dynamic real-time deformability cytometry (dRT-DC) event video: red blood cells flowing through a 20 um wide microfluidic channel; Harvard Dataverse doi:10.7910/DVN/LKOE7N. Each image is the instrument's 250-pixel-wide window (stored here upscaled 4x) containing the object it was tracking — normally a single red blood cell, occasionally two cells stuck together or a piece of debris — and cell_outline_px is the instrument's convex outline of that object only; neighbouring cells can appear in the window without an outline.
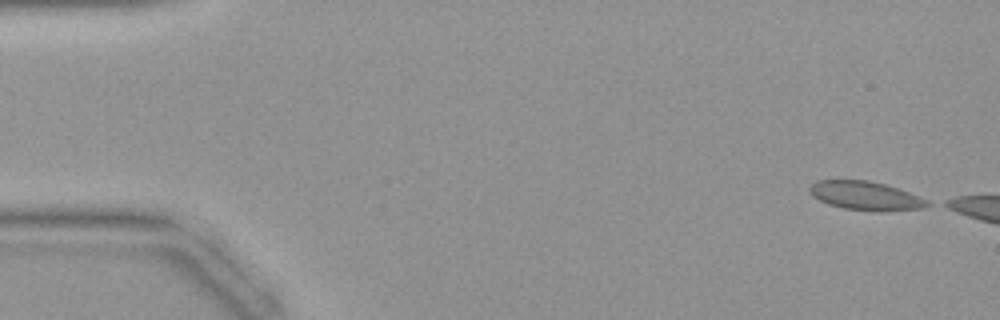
{"species": "common noctule bat (a hibernating species)", "species_latin": "Nyctalus noctula", "temperature_condition": "warm", "stored_images_in_passage": 5, "camera_frame_rate_fps": 3000, "um_per_image_px": 0.085, "animal": {"sex": "female", "body_mass_g": 19.9}, "frame": {"image": 1, "passage_image": 1, "time_ms": 0.0, "image_size_px": [1000, 320], "cell_outline_px": [[932, 204], [920, 208], [880, 212], [844, 208], [828, 204], [812, 196], [808, 188], [816, 180], [868, 180], [884, 184], [908, 192], [928, 200]], "centroid_in_image_um": [73.55, 16.64], "position_along_channel_um": 11.4, "area_um2": 19.59}}